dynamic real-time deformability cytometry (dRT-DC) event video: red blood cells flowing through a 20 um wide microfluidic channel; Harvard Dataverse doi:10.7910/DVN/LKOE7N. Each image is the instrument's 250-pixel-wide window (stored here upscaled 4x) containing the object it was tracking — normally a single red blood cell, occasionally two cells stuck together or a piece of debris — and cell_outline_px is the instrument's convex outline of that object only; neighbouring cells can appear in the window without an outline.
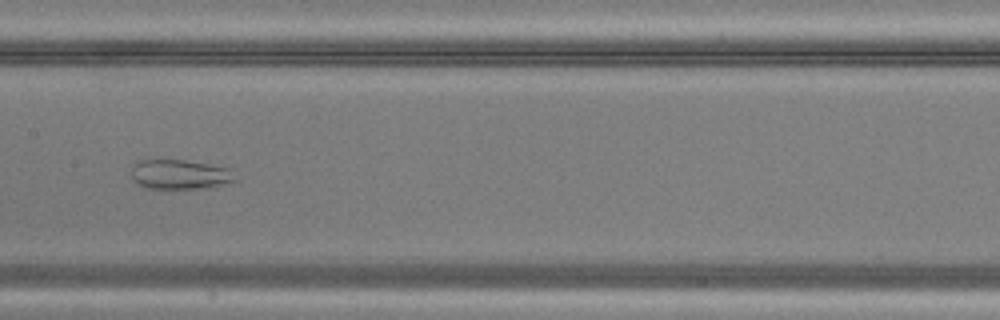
{"species": "common noctule bat (a hibernating species)", "species_latin": "Nyctalus noctula", "temperature_condition": "warm", "stored_images_in_passage": 47, "camera_frame_rate_fps": 3000, "um_per_image_px": 0.085, "animal": {"sex": "male", "body_mass_g": 20.5, "forearm_length_mm": 52.5}, "frame": {"image": 1, "passage_image": 24, "time_ms": 7.667, "image_size_px": [1000, 320], "cell_outline_px": [[240, 180], [208, 188], [148, 188], [136, 184], [132, 180], [132, 164], [140, 160], [184, 160], [232, 168]], "centroid_in_image_um": [15.35, 14.83], "position_along_channel_um": 192.1, "area_um2": 18.26}}
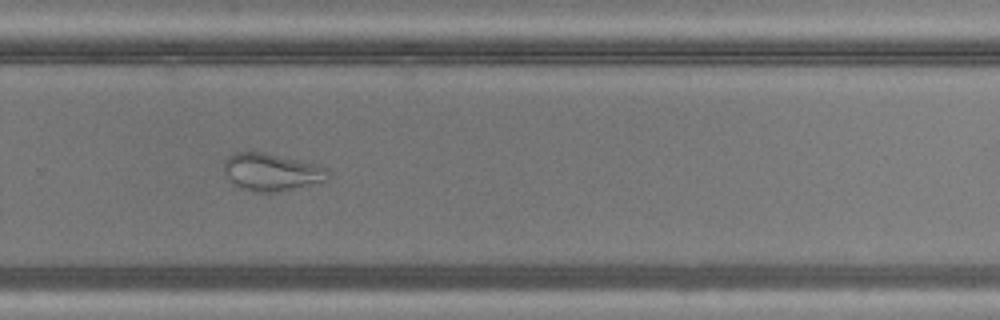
{"frame": {"image": 2, "passage_image": 32, "time_ms": 10.333, "image_size_px": [1000, 320], "cell_outline_px": [[332, 176], [328, 180], [280, 192], [256, 192], [240, 188], [228, 180], [224, 176], [224, 160], [232, 152], [264, 152], [316, 164], [328, 168]], "centroid_in_image_um": [23.08, 14.63], "position_along_channel_um": 306.7, "area_um2": 23.12}}
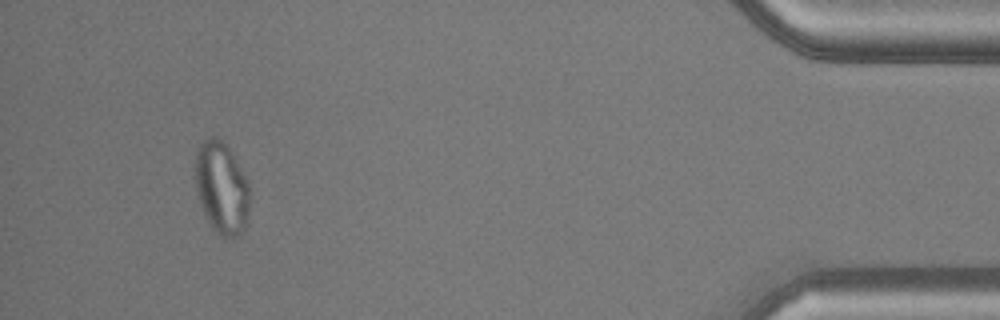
{"frame": {"image": 3, "passage_image": 44, "time_ms": 14.333, "image_size_px": [1000, 320], "cell_outline_px": [[248, 216], [244, 232], [240, 236], [232, 240], [228, 240], [220, 236], [212, 228], [204, 212], [196, 188], [196, 152], [200, 144], [208, 136], [216, 136], [224, 140], [232, 152], [248, 180]], "centroid_in_image_um": [18.86, 15.98], "position_along_channel_um": 416.3, "area_um2": 29.54}}